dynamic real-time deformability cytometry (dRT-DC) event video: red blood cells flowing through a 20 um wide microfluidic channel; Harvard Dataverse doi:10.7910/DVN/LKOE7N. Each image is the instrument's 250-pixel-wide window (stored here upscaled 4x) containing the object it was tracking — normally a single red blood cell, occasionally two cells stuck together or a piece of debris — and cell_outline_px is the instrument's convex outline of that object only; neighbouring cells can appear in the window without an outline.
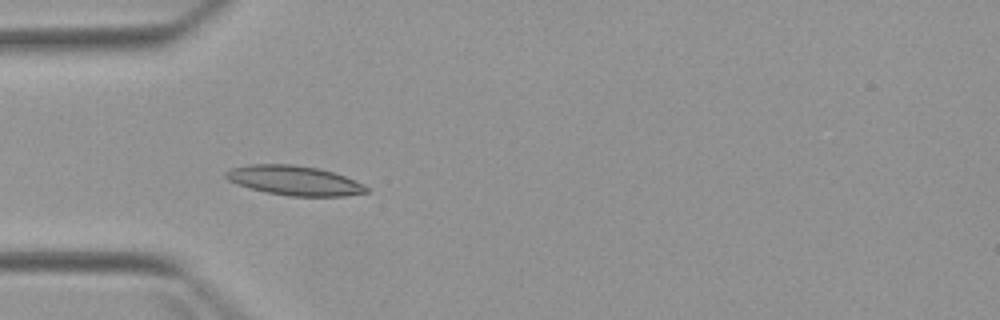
{"species": "Egyptian fruit bat (a non-hibernating species)", "species_latin": "Rousettus aegyptiacus", "temperature_condition": "warm", "stored_images_in_passage": 5, "camera_frame_rate_fps": 3000, "um_per_image_px": 0.085, "animal": {"sex": "female"}, "frame": {"image": 1, "passage_image": 4, "time_ms": 4.0, "image_size_px": [1000, 320], "cell_outline_px": [[368, 192], [344, 196], [288, 196], [268, 192], [236, 184], [228, 180], [224, 176], [224, 172], [232, 168], [248, 164], [292, 164], [316, 168], [332, 172], [344, 176], [364, 184], [368, 188]], "centroid_in_image_um": [25.0, 15.34], "position_along_channel_um": 60.0, "area_um2": 24.04}}
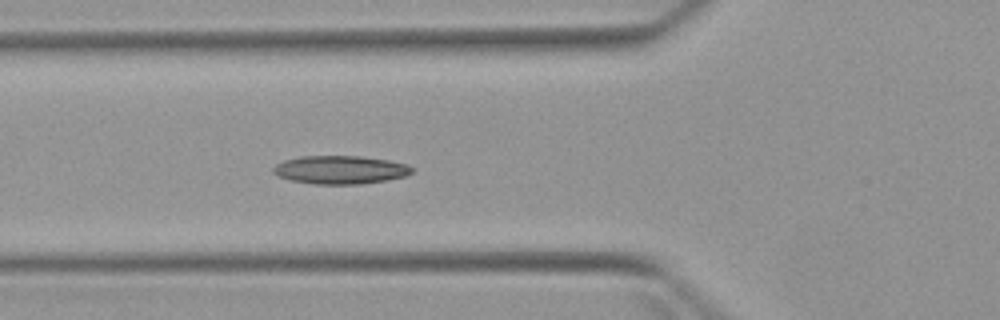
{"frame": {"image": 2, "passage_image": 5, "time_ms": 5.0, "image_size_px": [1000, 320], "cell_outline_px": [[412, 172], [404, 176], [388, 180], [360, 184], [312, 184], [292, 180], [276, 176], [272, 172], [272, 168], [276, 164], [284, 160], [300, 156], [360, 156], [388, 160], [408, 164], [412, 168]], "centroid_in_image_um": [28.89, 14.43], "position_along_channel_um": 96.9, "area_um2": 22.95}}